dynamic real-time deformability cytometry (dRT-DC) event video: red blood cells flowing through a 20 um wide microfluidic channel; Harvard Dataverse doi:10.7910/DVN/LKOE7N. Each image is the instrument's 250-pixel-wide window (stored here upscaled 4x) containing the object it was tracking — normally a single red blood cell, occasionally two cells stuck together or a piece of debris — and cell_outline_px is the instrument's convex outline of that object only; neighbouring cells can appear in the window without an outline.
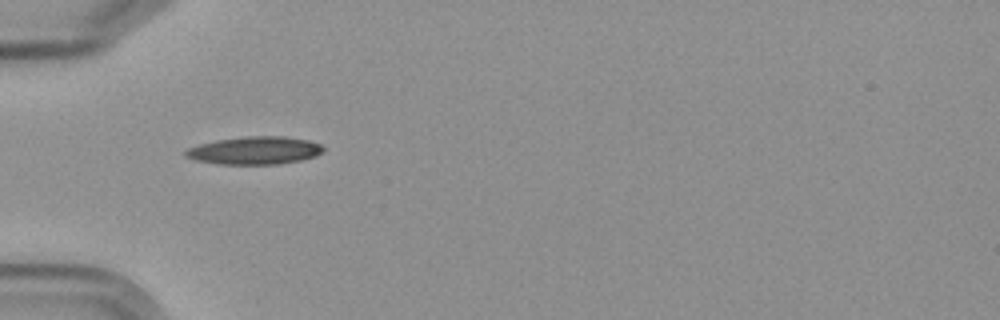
{"species": "Egyptian fruit bat (a non-hibernating species)", "species_latin": "Rousettus aegyptiacus", "temperature_condition": "cold", "stored_images_in_passage": 2, "camera_frame_rate_fps": 3000, "um_per_image_px": 0.085, "frame": {"image": 1, "passage_image": 1, "time_ms": 0.0, "image_size_px": [1000, 320], "cell_outline_px": [[324, 152], [316, 156], [300, 160], [280, 164], [220, 164], [196, 160], [184, 156], [184, 152], [188, 148], [200, 144], [216, 140], [248, 136], [284, 136], [308, 140], [320, 144], [324, 148]], "centroid_in_image_um": [21.67, 12.79], "position_along_channel_um": 63.3, "area_um2": 22.31}}
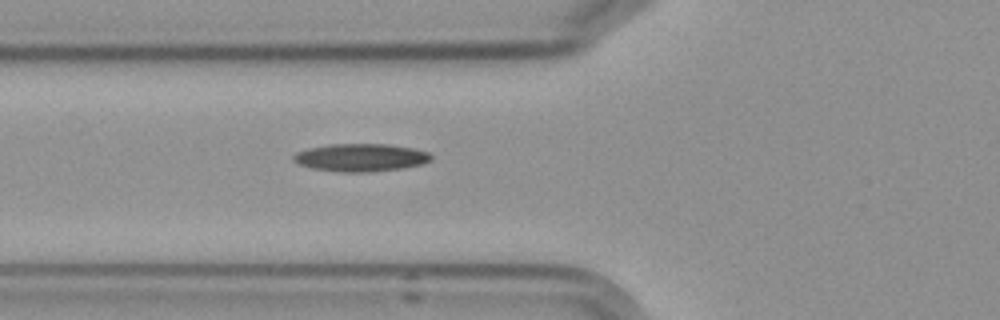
{"frame": {"image": 2, "passage_image": 2, "time_ms": 1.0, "image_size_px": [1000, 320], "cell_outline_px": [[432, 160], [420, 164], [400, 168], [372, 172], [340, 172], [312, 168], [300, 164], [292, 160], [292, 156], [296, 152], [308, 148], [328, 144], [388, 144], [412, 148], [428, 152], [432, 156]], "centroid_in_image_um": [30.63, 13.38], "position_along_channel_um": 95.2, "area_um2": 22.25}}